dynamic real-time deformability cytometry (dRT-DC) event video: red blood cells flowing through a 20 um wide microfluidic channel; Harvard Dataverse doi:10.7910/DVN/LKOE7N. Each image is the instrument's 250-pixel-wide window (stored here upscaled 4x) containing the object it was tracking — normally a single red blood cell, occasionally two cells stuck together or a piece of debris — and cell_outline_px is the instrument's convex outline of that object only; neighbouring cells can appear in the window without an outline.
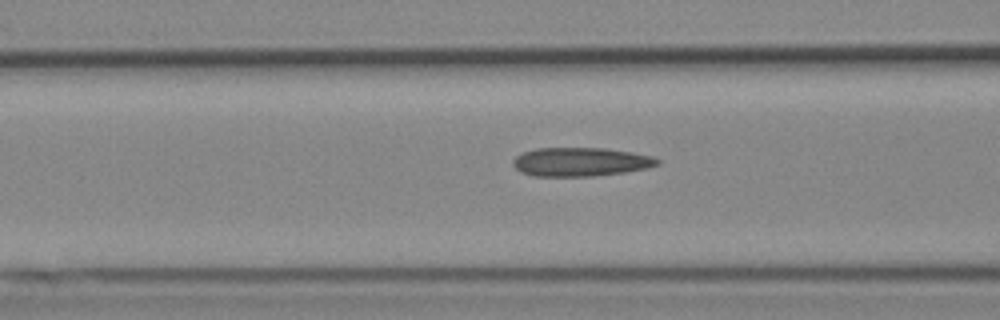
{"species": "Egyptian fruit bat (a non-hibernating species)", "species_latin": "Rousettus aegyptiacus", "temperature_condition": "cold", "stored_images_in_passage": 30, "camera_frame_rate_fps": 3000, "um_per_image_px": 0.085, "animal": {"sex": "female"}, "frame": {"image": 1, "passage_image": 18, "time_ms": 5.667, "image_size_px": [1000, 320], "cell_outline_px": [[660, 164], [648, 168], [624, 172], [592, 176], [532, 176], [520, 172], [512, 164], [512, 160], [520, 152], [536, 148], [604, 148], [632, 152], [652, 156], [660, 160]], "centroid_in_image_um": [49.32, 13.75], "position_along_channel_um": 117.3, "area_um2": 24.39}}
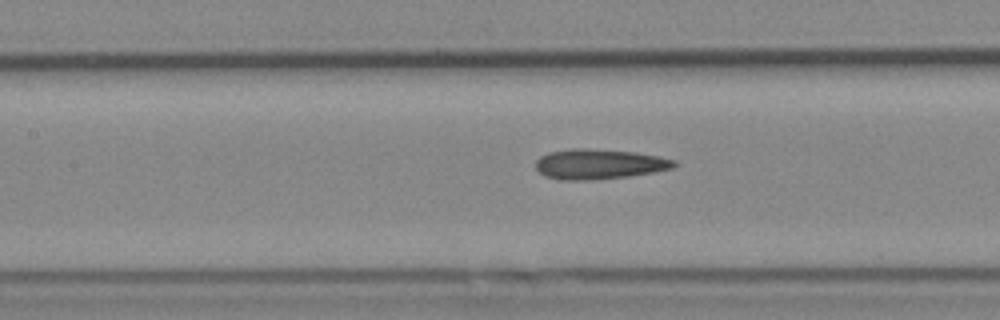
{"frame": {"image": 2, "passage_image": 21, "time_ms": 6.667, "image_size_px": [1000, 320], "cell_outline_px": [[676, 164], [672, 168], [652, 172], [628, 176], [588, 180], [564, 180], [544, 176], [536, 168], [536, 160], [540, 156], [548, 152], [572, 148], [588, 148], [636, 152], [660, 156], [676, 160]], "centroid_in_image_um": [50.91, 13.93], "position_along_channel_um": 156.5, "area_um2": 24.28}}